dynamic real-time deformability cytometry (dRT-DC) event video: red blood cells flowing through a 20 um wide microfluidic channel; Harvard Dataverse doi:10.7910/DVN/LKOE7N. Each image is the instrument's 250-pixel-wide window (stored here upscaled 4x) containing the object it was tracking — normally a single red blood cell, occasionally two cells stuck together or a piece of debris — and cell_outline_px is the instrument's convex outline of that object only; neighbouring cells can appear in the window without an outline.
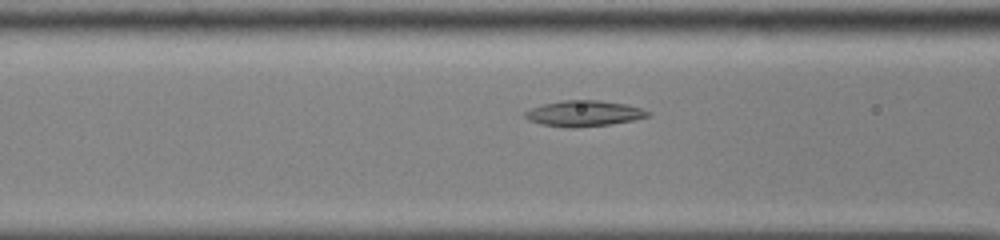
{"species": "common noctule bat (a hibernating species)", "species_latin": "Nyctalus noctula", "temperature_condition": "cold", "stored_images_in_passage": 14, "camera_frame_rate_fps": 3000, "um_per_image_px": 0.085, "animal": {"sex": "male", "body_mass_g": 13.0, "forearm_length_mm": 53.1}, "frame": {"image": 1, "passage_image": 12, "time_ms": 3.667, "image_size_px": [1000, 240], "cell_outline_px": [[652, 116], [612, 124], [576, 128], [564, 128], [540, 124], [528, 120], [524, 116], [524, 112], [532, 108], [544, 104], [564, 100], [596, 100], [628, 104], [652, 112]], "centroid_in_image_um": [49.65, 9.65], "position_along_channel_um": 116.9, "area_um2": 18.67}}